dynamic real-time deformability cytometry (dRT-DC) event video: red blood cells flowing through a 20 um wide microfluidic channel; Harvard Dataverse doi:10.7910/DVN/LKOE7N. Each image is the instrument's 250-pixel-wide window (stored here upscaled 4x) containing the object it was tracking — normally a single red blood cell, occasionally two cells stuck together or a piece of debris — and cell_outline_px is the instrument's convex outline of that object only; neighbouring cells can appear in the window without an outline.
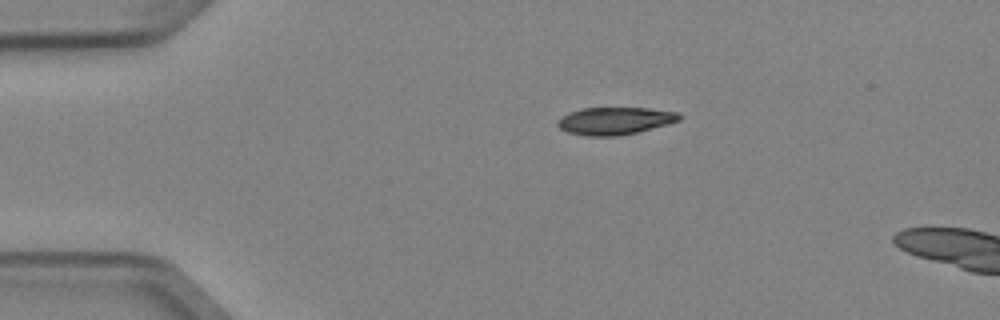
{"species": "Egyptian fruit bat (a non-hibernating species)", "species_latin": "Rousettus aegyptiacus", "temperature_condition": "cold", "stored_images_in_passage": 3, "camera_frame_rate_fps": 3000, "um_per_image_px": 0.085, "animal": {"sex": "female"}, "frame": {"image": 1, "passage_image": 1, "time_ms": 0.0, "image_size_px": [1000, 320], "cell_outline_px": [[680, 120], [668, 124], [636, 132], [616, 136], [584, 136], [568, 132], [560, 128], [556, 124], [556, 120], [572, 112], [584, 108], [648, 108], [680, 112]], "centroid_in_image_um": [52.27, 10.27], "position_along_channel_um": 32.7, "area_um2": 19.31}}